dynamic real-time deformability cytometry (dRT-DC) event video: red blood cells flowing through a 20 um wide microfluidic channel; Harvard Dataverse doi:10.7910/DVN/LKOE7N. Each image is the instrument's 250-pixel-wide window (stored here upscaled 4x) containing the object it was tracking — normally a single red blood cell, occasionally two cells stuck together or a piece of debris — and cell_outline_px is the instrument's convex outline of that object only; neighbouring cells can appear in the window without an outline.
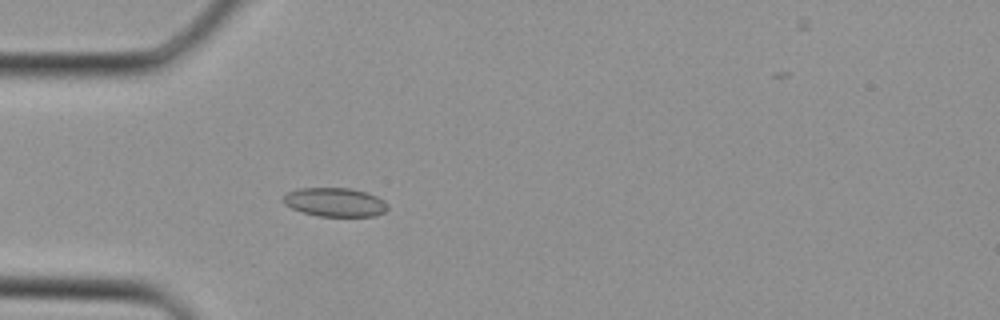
{"species": "Egyptian fruit bat (a non-hibernating species)", "species_latin": "Rousettus aegyptiacus", "temperature_condition": "cold", "stored_images_in_passage": 36, "camera_frame_rate_fps": 3000, "um_per_image_px": 0.085, "animal": {"sex": "female"}, "frame": {"image": 1, "passage_image": 9, "time_ms": 2.667, "image_size_px": [1000, 320], "cell_outline_px": [[388, 208], [384, 212], [376, 216], [316, 216], [292, 208], [284, 204], [280, 200], [288, 192], [300, 188], [352, 188], [368, 192], [384, 200], [388, 204]], "centroid_in_image_um": [28.49, 17.18], "position_along_channel_um": 56.5, "area_um2": 17.69}}
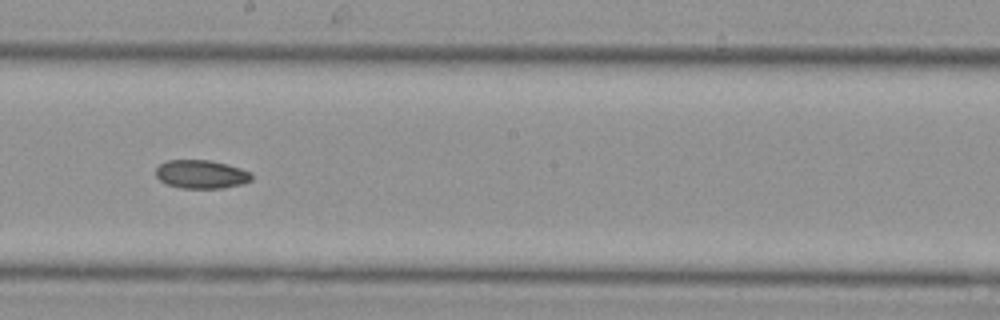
{"frame": {"image": 2, "passage_image": 19, "time_ms": 6.0, "image_size_px": [1000, 320], "cell_outline_px": [[252, 180], [244, 184], [224, 188], [180, 188], [168, 184], [160, 180], [156, 176], [156, 168], [160, 164], [168, 160], [212, 160], [228, 164], [252, 172]], "centroid_in_image_um": [17.15, 14.81], "position_along_channel_um": 231.1, "area_um2": 16.07}}
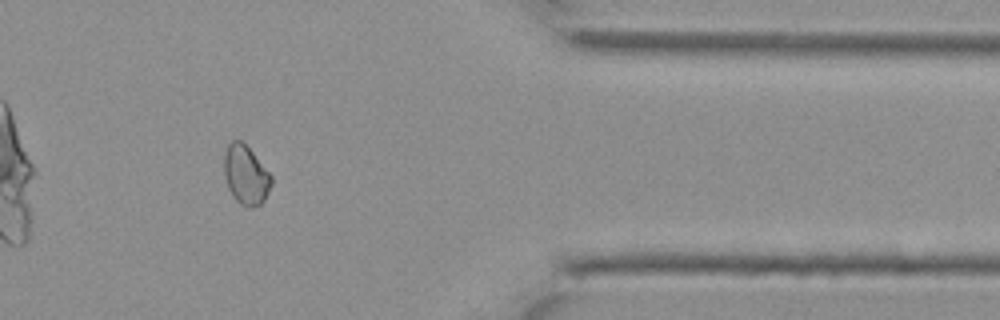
{"frame": {"image": 3, "passage_image": 29, "time_ms": 9.333, "image_size_px": [1000, 320], "cell_outline_px": [[272, 184], [264, 200], [260, 204], [248, 208], [240, 204], [232, 196], [228, 188], [224, 176], [224, 152], [228, 144], [232, 140], [240, 140], [252, 152], [272, 176]], "centroid_in_image_um": [20.87, 14.88], "position_along_channel_um": 390.5, "area_um2": 16.24}}